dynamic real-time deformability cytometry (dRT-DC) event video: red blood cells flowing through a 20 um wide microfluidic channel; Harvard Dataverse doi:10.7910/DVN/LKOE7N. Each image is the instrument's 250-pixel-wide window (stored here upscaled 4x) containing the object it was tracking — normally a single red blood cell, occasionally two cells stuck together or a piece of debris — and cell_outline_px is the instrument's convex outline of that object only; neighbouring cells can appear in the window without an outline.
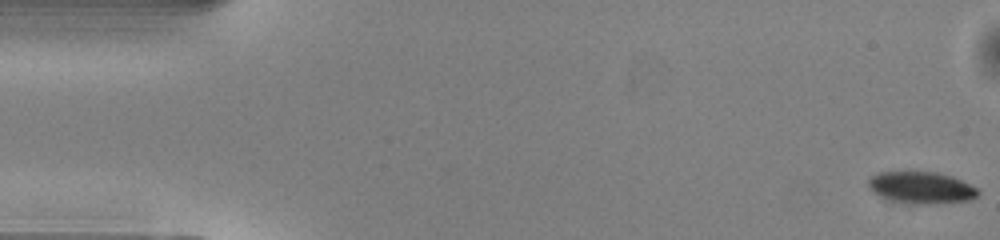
{"species": "common noctule bat (a hibernating species)", "species_latin": "Nyctalus noctula", "temperature_condition": "warm", "stored_images_in_passage": 44, "camera_frame_rate_fps": 3000, "um_per_image_px": 0.085, "animal": {"sex": "male", "body_mass_g": 13.0, "forearm_length_mm": 53.1}, "frame": {"image": 1, "passage_image": 1, "time_ms": 0.0, "image_size_px": [1000, 240], "cell_outline_px": [[980, 192], [972, 200], [928, 204], [916, 204], [892, 200], [880, 196], [872, 192], [868, 188], [868, 180], [872, 176], [880, 172], [936, 172], [952, 176], [976, 188]], "centroid_in_image_um": [78.29, 15.95], "position_along_channel_um": 6.7, "area_um2": 20.17}}
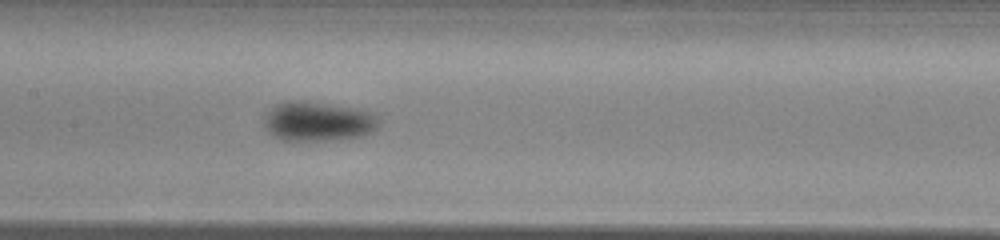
{"frame": {"image": 2, "passage_image": 24, "time_ms": 7.667, "image_size_px": [1000, 240], "cell_outline_px": [[380, 124], [372, 132], [364, 136], [328, 140], [280, 140], [272, 136], [264, 128], [264, 116], [272, 104], [284, 100], [304, 100], [356, 108], [372, 112], [380, 120]], "centroid_in_image_um": [26.98, 10.3], "position_along_channel_um": 180.4, "area_um2": 27.05}}
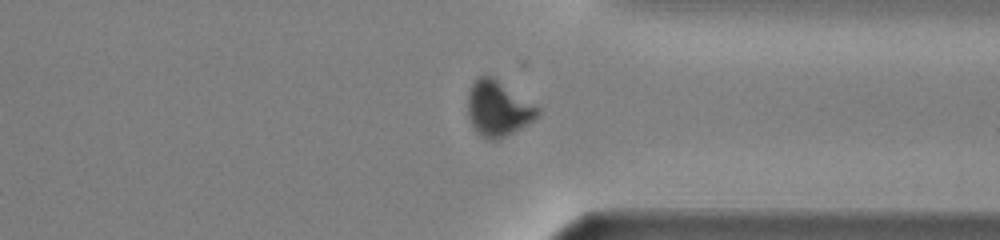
{"frame": {"image": 3, "passage_image": 38, "time_ms": 12.333, "image_size_px": [1000, 240], "cell_outline_px": [[540, 116], [528, 124], [496, 140], [488, 140], [480, 136], [476, 132], [468, 116], [468, 92], [472, 84], [480, 76], [492, 76], [540, 108]], "centroid_in_image_um": [42.34, 9.24], "position_along_channel_um": 369.1, "area_um2": 22.37}, "authors_computed_cell_mechanics": {"area_um2": 23.5535, "velocity_mm_per_s": 4.0971, "shape_relaxation_time_tau1_ms": 2.2452, "shape_relaxation_time_tau2_ms": 2.301, "deformation_change_tau1": 0.1411, "deformation_change_tau2": 0.0308}}